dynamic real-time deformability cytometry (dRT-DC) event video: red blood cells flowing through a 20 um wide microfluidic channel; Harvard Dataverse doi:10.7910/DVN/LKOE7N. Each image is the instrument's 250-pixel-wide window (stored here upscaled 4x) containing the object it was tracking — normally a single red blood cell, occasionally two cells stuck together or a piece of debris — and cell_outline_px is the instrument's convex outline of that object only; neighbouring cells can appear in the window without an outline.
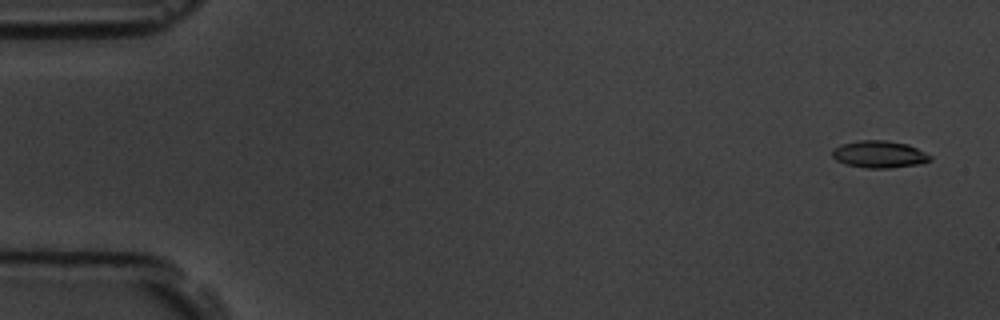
{"species": "common noctule bat (a hibernating species)", "species_latin": "Nyctalus noctula", "temperature_condition": "room temperature", "stored_images_in_passage": 58, "camera_frame_rate_fps": 3000, "um_per_image_px": 0.085, "animal": {"sex": "male", "body_mass_g": 19.5, "forearm_length_mm": 54.6}, "frame": {"image": 1, "passage_image": 3, "time_ms": 0.667, "image_size_px": [1000, 320], "cell_outline_px": [[932, 160], [924, 164], [888, 168], [868, 168], [844, 164], [836, 160], [832, 156], [832, 148], [840, 144], [860, 140], [884, 140], [908, 144], [932, 156]], "centroid_in_image_um": [74.74, 13.12], "position_along_channel_um": 10.3, "area_um2": 15.66}}
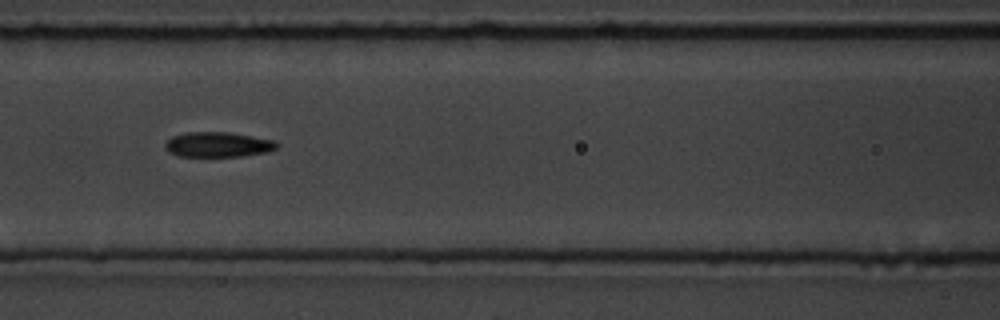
{"frame": {"image": 2, "passage_image": 26, "time_ms": 8.333, "image_size_px": [1000, 320], "cell_outline_px": [[280, 144], [276, 148], [268, 152], [244, 156], [176, 156], [168, 152], [164, 148], [164, 144], [172, 136], [188, 132], [228, 132], [276, 140]], "centroid_in_image_um": [18.54, 12.29], "position_along_channel_um": 148.1, "area_um2": 16.47}}
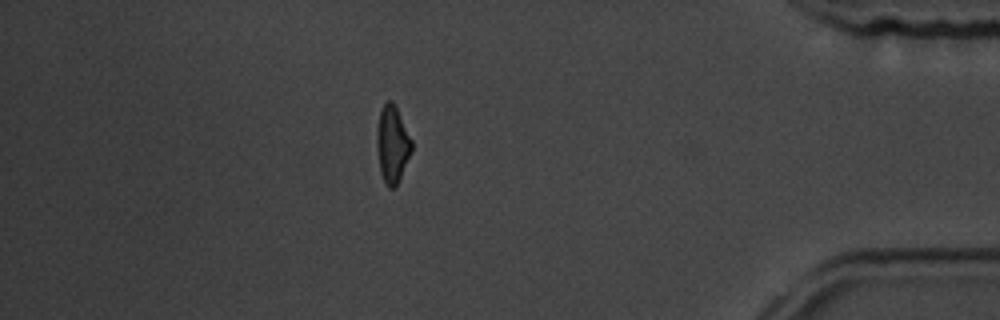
{"frame": {"image": 3, "passage_image": 51, "time_ms": 16.667, "image_size_px": [1000, 320], "cell_outline_px": [[412, 152], [396, 188], [388, 188], [380, 172], [376, 140], [376, 132], [380, 112], [384, 104], [388, 100], [392, 100], [412, 140]], "centroid_in_image_um": [33.35, 12.3], "position_along_channel_um": 401.8, "area_um2": 15.61}, "authors_computed_cell_mechanics": {"area_um2": 16.0395, "velocity_mm_per_s": 3.5484, "shape_relaxation_time_tau1_ms": 3.6295, "shape_relaxation_time_tau2_ms": 3.9642, "deformation_change_tau1": 0.1768, "deformation_change_tau2": 0.1348}}